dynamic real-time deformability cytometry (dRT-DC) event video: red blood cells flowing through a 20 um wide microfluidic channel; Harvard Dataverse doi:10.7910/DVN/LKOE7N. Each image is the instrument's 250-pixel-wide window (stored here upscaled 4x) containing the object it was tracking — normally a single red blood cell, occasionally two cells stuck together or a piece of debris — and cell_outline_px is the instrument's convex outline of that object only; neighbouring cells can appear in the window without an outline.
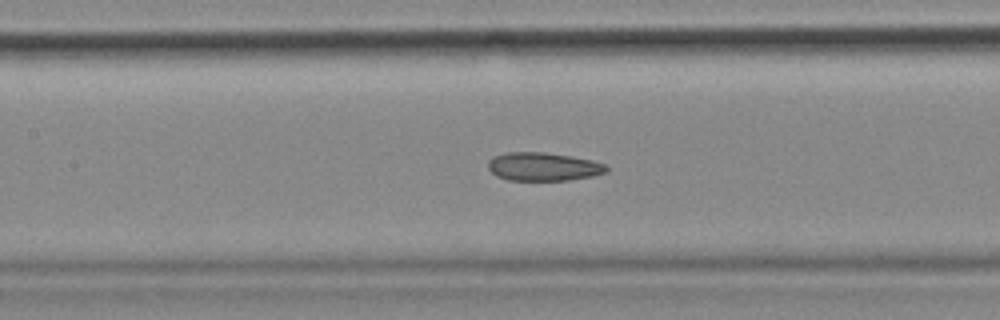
{"species": "common noctule bat (a hibernating species)", "species_latin": "Nyctalus noctula", "temperature_condition": "cold", "stored_images_in_passage": 54, "camera_frame_rate_fps": 3000, "um_per_image_px": 0.085, "animal": {"sex": "female", "body_mass_g": 18.4}, "frame": {"image": 1, "passage_image": 24, "time_ms": 7.667, "image_size_px": [1000, 320], "cell_outline_px": [[608, 172], [592, 176], [568, 180], [508, 180], [496, 176], [488, 168], [488, 160], [492, 156], [508, 152], [544, 152], [572, 156], [592, 160], [604, 164], [608, 168]], "centroid_in_image_um": [46.16, 14.16], "position_along_channel_um": 161.2, "area_um2": 19.65}, "authors_computed_cell_mechanics": {"area_um2": 20.3745, "velocity_mm_per_s": 3.6431, "shape_relaxation_time_tau1_ms": null, "shape_relaxation_time_tau2_ms": 3.8908, "deformation_change_tau1": null, "deformation_change_tau2": 0.0948}}